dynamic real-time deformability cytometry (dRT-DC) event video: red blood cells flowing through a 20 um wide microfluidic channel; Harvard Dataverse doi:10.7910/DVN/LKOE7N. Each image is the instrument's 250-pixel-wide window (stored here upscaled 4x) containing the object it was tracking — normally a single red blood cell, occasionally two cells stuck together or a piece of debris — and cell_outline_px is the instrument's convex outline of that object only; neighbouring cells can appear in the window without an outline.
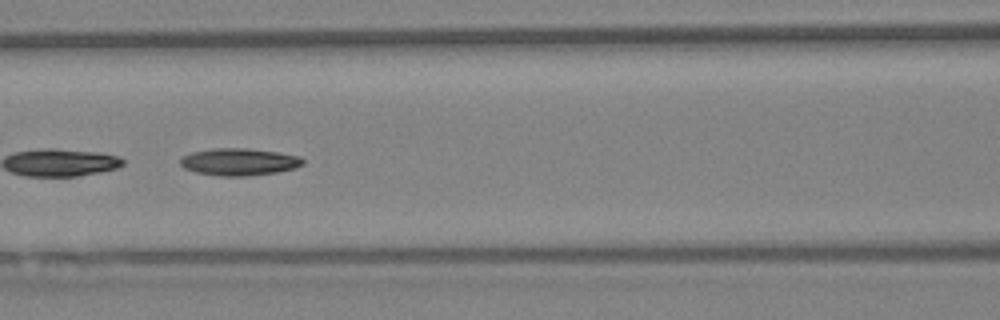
{"species": "Egyptian fruit bat (a non-hibernating species)", "species_latin": "Rousettus aegyptiacus", "temperature_condition": "warm", "stored_images_in_passage": 25, "segment_of_instrument_passage": [2, 2], "camera_frame_rate_fps": 3000, "um_per_image_px": 0.085, "animal": {"sex": "female"}, "frame": {"image": 1, "passage_image": 20, "time_ms": 6.333, "image_size_px": [1000, 320], "cell_outline_px": [[304, 164], [296, 168], [276, 172], [244, 176], [220, 176], [196, 172], [184, 168], [180, 164], [180, 160], [184, 156], [192, 152], [216, 148], [248, 148], [276, 152], [300, 156], [304, 160]], "centroid_in_image_um": [20.34, 13.76], "position_along_channel_um": 146.3, "area_um2": 19.31}}
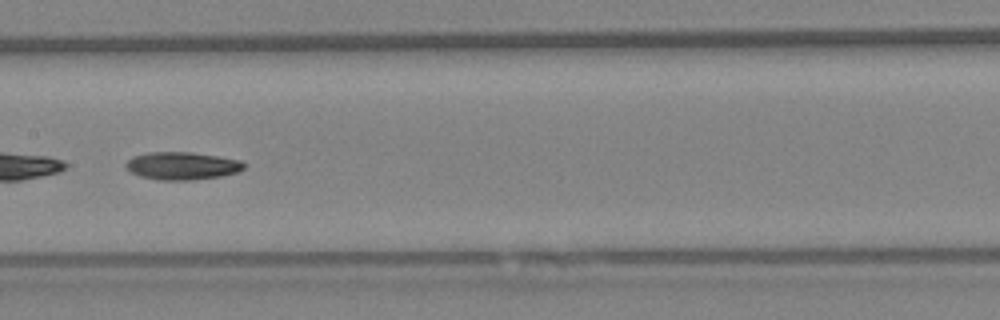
{"frame": {"image": 2, "passage_image": 23, "time_ms": 7.333, "image_size_px": [1000, 320], "cell_outline_px": [[244, 168], [236, 172], [220, 176], [192, 180], [160, 180], [140, 176], [132, 172], [124, 164], [132, 156], [148, 152], [192, 152], [240, 160], [244, 164]], "centroid_in_image_um": [15.45, 14.09], "position_along_channel_um": 192.0, "area_um2": 18.9}}